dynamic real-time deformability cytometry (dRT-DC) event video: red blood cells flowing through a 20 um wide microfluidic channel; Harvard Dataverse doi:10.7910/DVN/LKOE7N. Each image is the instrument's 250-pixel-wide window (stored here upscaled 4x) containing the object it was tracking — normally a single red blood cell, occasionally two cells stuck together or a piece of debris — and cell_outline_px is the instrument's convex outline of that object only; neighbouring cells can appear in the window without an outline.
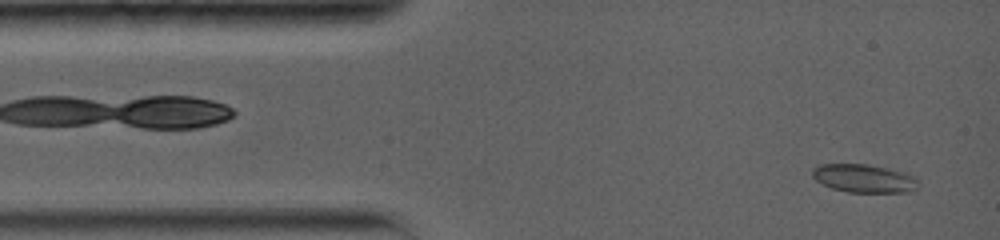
{"species": "common noctule bat (a hibernating species)", "species_latin": "Nyctalus noctula", "temperature_condition": "warm", "stored_images_in_passage": 64, "camera_frame_rate_fps": 5000, "um_per_image_px": 0.085, "animal": {"sex": "female", "body_mass_g": 19.0, "forearm_length_mm": 56.7}, "frame": {"image": 1, "passage_image": 4, "time_ms": 0.6, "image_size_px": [1000, 240], "cell_outline_px": [[920, 188], [912, 192], [848, 192], [832, 188], [816, 180], [812, 176], [812, 168], [820, 164], [868, 164], [888, 168], [904, 172], [912, 176], [920, 184]], "centroid_in_image_um": [73.47, 15.16], "position_along_channel_um": 11.5, "area_um2": 17.57}}
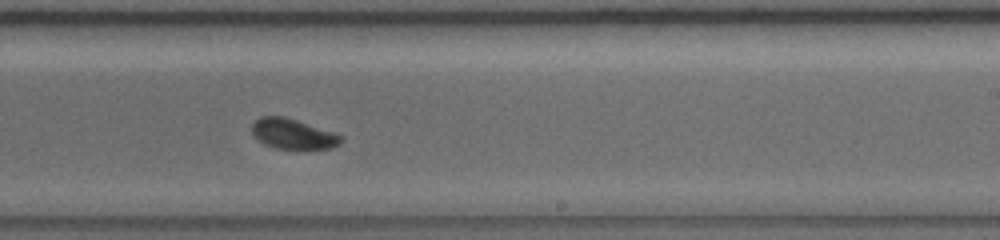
{"frame": {"image": 2, "passage_image": 32, "time_ms": 8.8, "image_size_px": [1000, 240], "cell_outline_px": [[344, 140], [340, 144], [332, 148], [308, 152], [276, 148], [264, 144], [252, 132], [252, 124], [260, 116], [284, 116], [336, 132], [344, 136]], "centroid_in_image_um": [25.01, 11.43], "position_along_channel_um": 264.0, "area_um2": 16.47}}
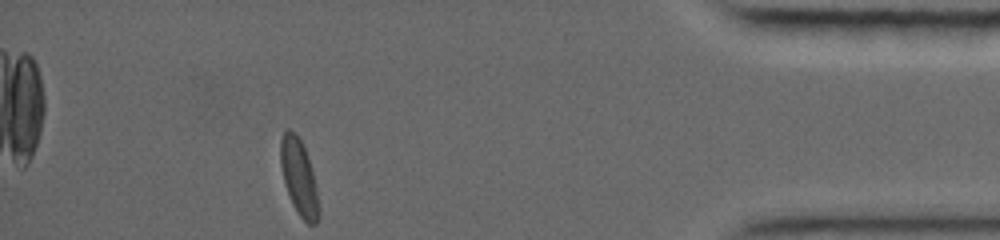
{"frame": {"image": 3, "passage_image": 63, "time_ms": 14.0, "image_size_px": [1000, 240], "cell_outline_px": [[320, 216], [316, 224], [308, 224], [300, 216], [292, 204], [284, 184], [280, 164], [280, 140], [284, 132], [288, 128], [296, 132], [304, 148], [312, 172], [316, 188], [320, 208]], "centroid_in_image_um": [25.4, 15.09], "position_along_channel_um": 409.8, "area_um2": 16.94}, "authors_computed_cell_mechanics": {"area_um2": 16.5019, "velocity_mm_per_s": 3.8086, "shape_relaxation_time_tau1_ms": 4.2783, "shape_relaxation_time_tau2_ms": 1.6679, "deformation_change_tau1": 0.1244, "deformation_change_tau2": 0.0436}}